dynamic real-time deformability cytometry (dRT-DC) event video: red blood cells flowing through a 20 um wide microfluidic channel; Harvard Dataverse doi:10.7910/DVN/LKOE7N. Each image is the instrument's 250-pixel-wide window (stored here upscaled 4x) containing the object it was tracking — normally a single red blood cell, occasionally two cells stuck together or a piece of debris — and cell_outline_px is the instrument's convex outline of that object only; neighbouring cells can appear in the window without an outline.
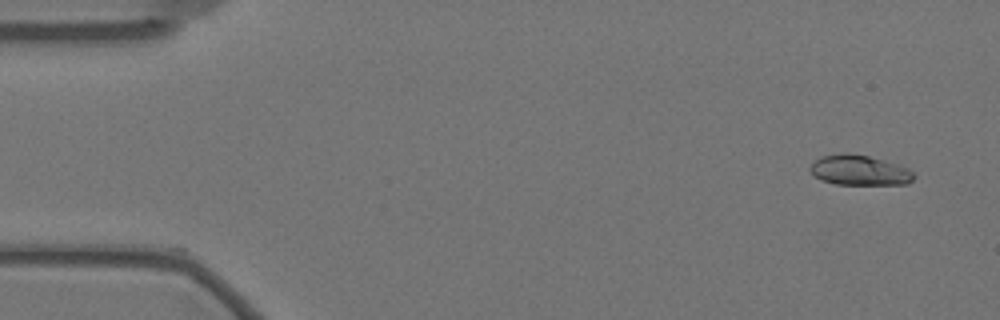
{"species": "Egyptian fruit bat (a non-hibernating species)", "species_latin": "Rousettus aegyptiacus", "temperature_condition": "warm", "stored_images_in_passage": 14, "camera_frame_rate_fps": 3000, "um_per_image_px": 0.085, "animal": {"sex": "female"}, "frame": {"image": 1, "passage_image": 1, "time_ms": 0.0, "image_size_px": [1000, 320], "cell_outline_px": [[916, 176], [908, 184], [836, 184], [820, 180], [808, 168], [820, 156], [844, 152], [848, 152], [868, 156], [884, 160], [908, 168]], "centroid_in_image_um": [73.05, 14.46], "position_along_channel_um": 12.0, "area_um2": 18.21}}
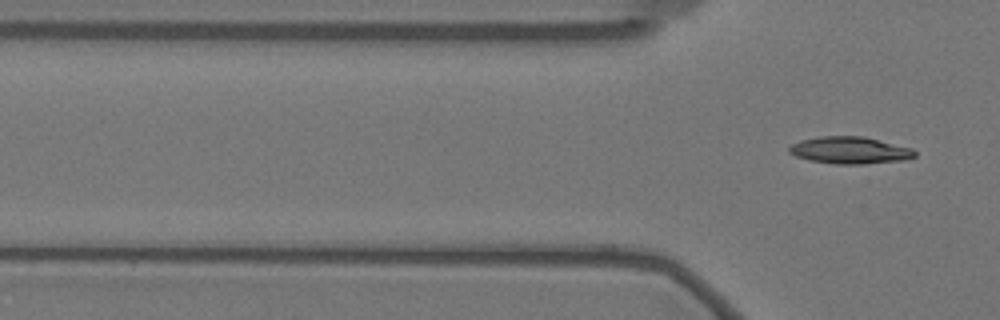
{"frame": {"image": 2, "passage_image": 14, "time_ms": 4.333, "image_size_px": [1000, 320], "cell_outline_px": [[916, 156], [904, 160], [864, 164], [836, 164], [812, 160], [796, 156], [788, 152], [788, 148], [792, 144], [800, 140], [820, 136], [864, 136], [912, 148], [916, 152]], "centroid_in_image_um": [72.25, 12.77], "position_along_channel_um": 53.5, "area_um2": 19.77}}